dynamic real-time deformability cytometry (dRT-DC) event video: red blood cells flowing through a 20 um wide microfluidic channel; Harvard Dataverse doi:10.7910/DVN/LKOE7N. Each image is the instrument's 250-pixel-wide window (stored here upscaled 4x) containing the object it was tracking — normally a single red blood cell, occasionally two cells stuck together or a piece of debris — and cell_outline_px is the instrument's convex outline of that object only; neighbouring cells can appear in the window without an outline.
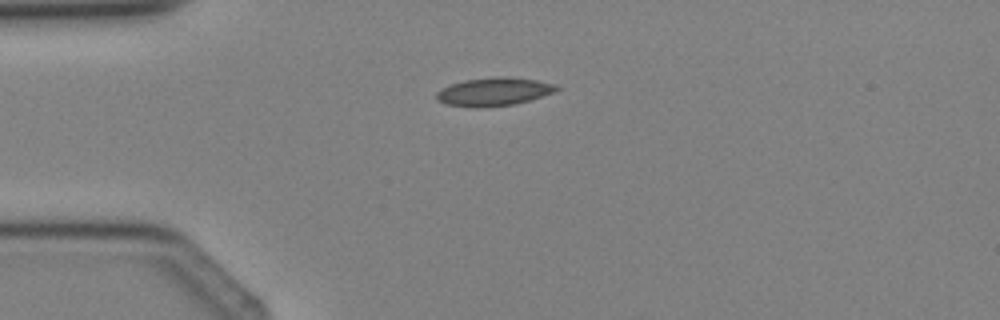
{"species": "Egyptian fruit bat (a non-hibernating species)", "species_latin": "Rousettus aegyptiacus", "temperature_condition": "cold", "stored_images_in_passage": 3, "camera_frame_rate_fps": 3000, "um_per_image_px": 0.085, "animal": {"sex": "female"}, "frame": {"image": 1, "passage_image": 3, "time_ms": 2.0, "image_size_px": [1000, 320], "cell_outline_px": [[560, 88], [552, 92], [528, 100], [512, 104], [476, 108], [472, 108], [448, 104], [436, 100], [436, 92], [452, 84], [464, 80], [504, 76], [508, 76], [536, 80], [556, 84]], "centroid_in_image_um": [41.95, 7.79], "position_along_channel_um": 43.0, "area_um2": 19.42}}